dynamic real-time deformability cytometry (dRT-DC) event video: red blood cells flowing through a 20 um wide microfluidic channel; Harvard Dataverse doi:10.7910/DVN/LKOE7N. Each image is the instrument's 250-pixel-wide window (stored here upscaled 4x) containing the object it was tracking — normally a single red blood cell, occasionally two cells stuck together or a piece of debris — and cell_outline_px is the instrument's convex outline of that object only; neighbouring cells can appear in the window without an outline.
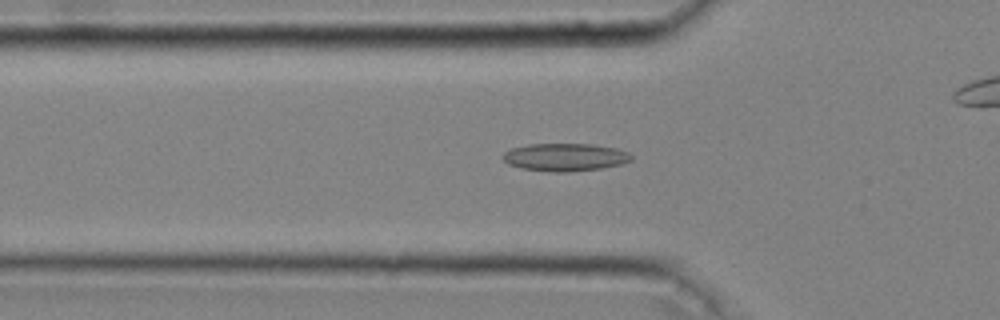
{"species": "common noctule bat (a hibernating species)", "species_latin": "Nyctalus noctula", "temperature_condition": "cold", "stored_images_in_passage": 39, "camera_frame_rate_fps": 3000, "um_per_image_px": 0.085, "animal": {"sex": "male", "body_mass_g": 20.4}, "frame": {"image": 1, "passage_image": 15, "time_ms": 4.667, "image_size_px": [1000, 320], "cell_outline_px": [[632, 160], [620, 164], [600, 168], [568, 172], [548, 172], [520, 168], [508, 164], [500, 156], [504, 152], [512, 148], [528, 144], [592, 144], [616, 148], [628, 152], [632, 156]], "centroid_in_image_um": [47.99, 13.36], "position_along_channel_um": 77.8, "area_um2": 20.87}}
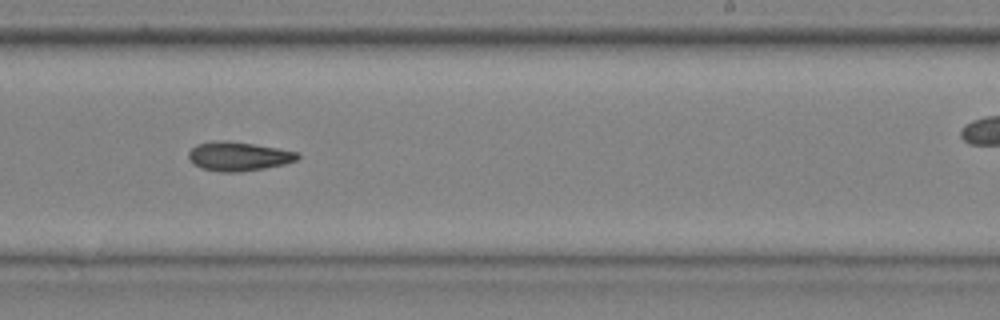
{"frame": {"image": 2, "passage_image": 29, "time_ms": 9.333, "image_size_px": [1000, 320], "cell_outline_px": [[300, 156], [296, 160], [284, 164], [264, 168], [240, 172], [220, 172], [200, 168], [192, 164], [188, 156], [188, 152], [196, 144], [216, 140], [220, 140], [252, 144], [300, 152]], "centroid_in_image_um": [20.24, 13.29], "position_along_channel_um": 268.8, "area_um2": 18.44}}
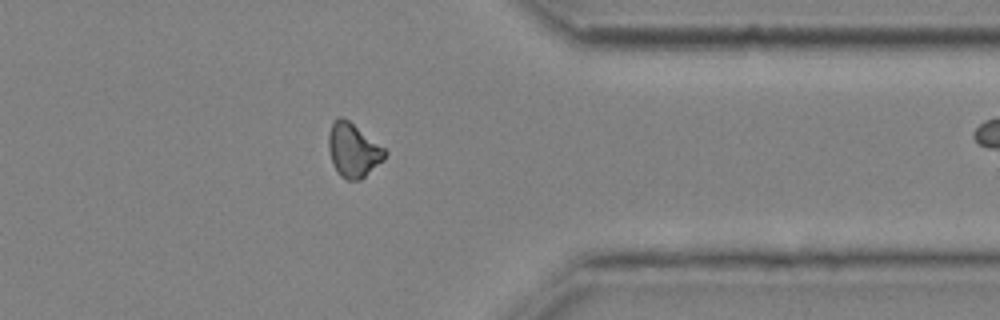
{"frame": {"image": 3, "passage_image": 38, "time_ms": 12.333, "image_size_px": [1000, 320], "cell_outline_px": [[388, 152], [384, 160], [360, 180], [348, 180], [340, 176], [336, 172], [332, 164], [328, 148], [328, 136], [332, 120], [336, 116], [340, 116], [348, 120], [384, 148]], "centroid_in_image_um": [29.99, 12.77], "position_along_channel_um": 381.4, "area_um2": 17.8}}